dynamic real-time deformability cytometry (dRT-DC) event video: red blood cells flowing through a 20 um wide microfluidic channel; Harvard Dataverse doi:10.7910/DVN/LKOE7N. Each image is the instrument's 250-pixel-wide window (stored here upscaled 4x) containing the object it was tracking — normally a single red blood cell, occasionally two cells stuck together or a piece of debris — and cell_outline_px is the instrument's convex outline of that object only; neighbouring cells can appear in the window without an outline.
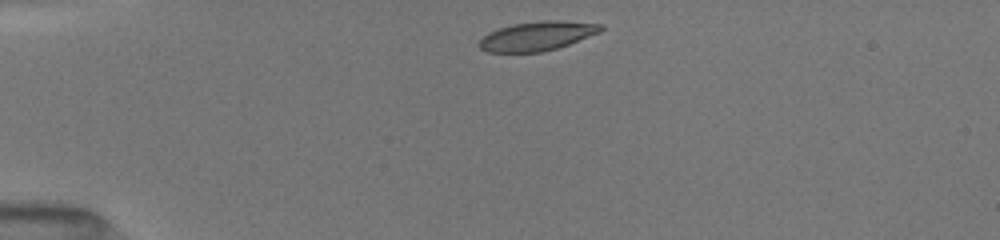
{"species": "common noctule bat (a hibernating species)", "species_latin": "Nyctalus noctula", "temperature_condition": "room temperature", "stored_images_in_passage": 10, "camera_frame_rate_fps": 3000, "um_per_image_px": 0.085, "animal": {"sex": "female", "body_mass_g": 19.5, "forearm_length_mm": 54.1}, "frame": {"image": 1, "passage_image": 1, "time_ms": 0.0, "image_size_px": [1000, 240], "cell_outline_px": [[604, 28], [600, 32], [568, 44], [556, 48], [540, 52], [488, 52], [480, 48], [476, 44], [488, 32], [512, 24], [540, 20], [560, 20], [600, 24]], "centroid_in_image_um": [45.63, 3.05], "position_along_channel_um": 39.4, "area_um2": 20.58}}
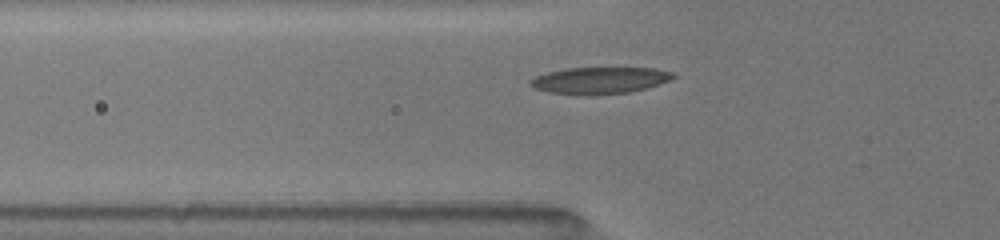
{"frame": {"image": 2, "passage_image": 6, "time_ms": 2.0, "image_size_px": [1000, 240], "cell_outline_px": [[676, 76], [668, 80], [644, 88], [628, 92], [588, 96], [584, 96], [548, 92], [536, 88], [528, 84], [528, 80], [536, 76], [548, 72], [568, 68], [656, 68], [672, 72]], "centroid_in_image_um": [50.91, 6.84], "position_along_channel_um": 74.9, "area_um2": 22.14}}